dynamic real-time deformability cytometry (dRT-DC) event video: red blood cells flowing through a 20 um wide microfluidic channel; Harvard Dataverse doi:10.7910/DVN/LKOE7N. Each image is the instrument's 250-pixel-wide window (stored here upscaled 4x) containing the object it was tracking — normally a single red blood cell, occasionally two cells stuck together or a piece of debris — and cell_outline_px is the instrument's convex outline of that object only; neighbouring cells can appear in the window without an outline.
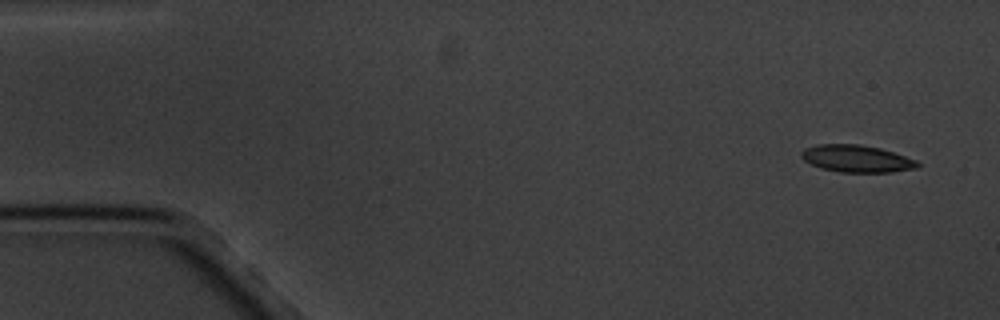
{"species": "common noctule bat (a hibernating species)", "species_latin": "Nyctalus noctula", "temperature_condition": "cold", "stored_images_in_passage": 7, "camera_frame_rate_fps": 3000, "um_per_image_px": 0.085, "animal": {"sex": "male", "body_mass_g": 20.1, "forearm_length_mm": 53.5}, "frame": {"image": 1, "passage_image": 1, "time_ms": 0.0, "image_size_px": [1000, 320], "cell_outline_px": [[920, 164], [916, 168], [892, 172], [840, 172], [820, 168], [804, 160], [800, 156], [800, 152], [804, 148], [816, 144], [860, 144], [880, 148], [916, 160]], "centroid_in_image_um": [72.77, 13.48], "position_along_channel_um": 12.2, "area_um2": 18.38}}
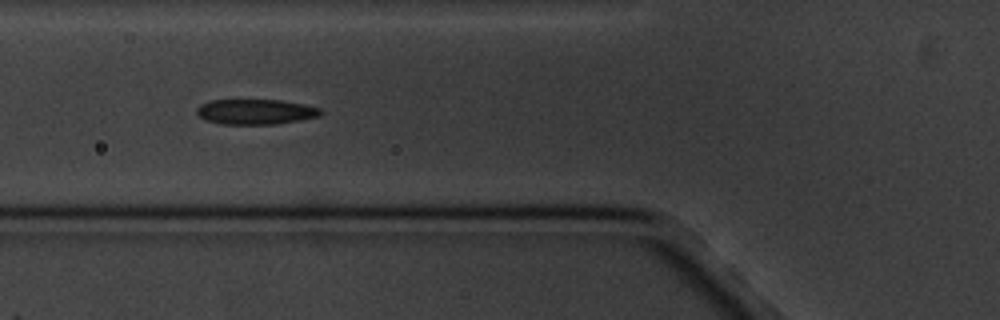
{"frame": {"image": 2, "passage_image": 6, "time_ms": 6.0, "image_size_px": [1000, 320], "cell_outline_px": [[324, 112], [320, 116], [300, 120], [276, 124], [220, 124], [204, 120], [196, 112], [196, 108], [200, 104], [208, 100], [280, 100], [304, 104], [320, 108]], "centroid_in_image_um": [21.71, 9.5], "position_along_channel_um": 104.1, "area_um2": 18.38}}
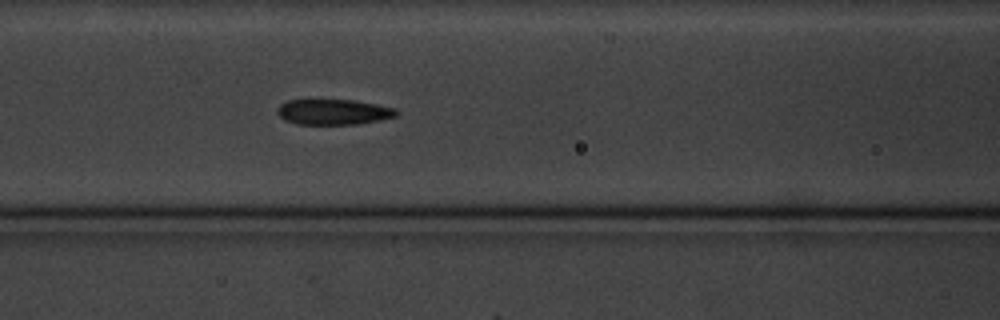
{"frame": {"image": 3, "passage_image": 7, "time_ms": 7.0, "image_size_px": [1000, 320], "cell_outline_px": [[400, 112], [396, 116], [380, 120], [360, 124], [296, 124], [284, 120], [276, 112], [276, 108], [280, 104], [288, 100], [352, 100], [376, 104], [396, 108]], "centroid_in_image_um": [28.35, 9.52], "position_along_channel_um": 138.3, "area_um2": 17.8}}